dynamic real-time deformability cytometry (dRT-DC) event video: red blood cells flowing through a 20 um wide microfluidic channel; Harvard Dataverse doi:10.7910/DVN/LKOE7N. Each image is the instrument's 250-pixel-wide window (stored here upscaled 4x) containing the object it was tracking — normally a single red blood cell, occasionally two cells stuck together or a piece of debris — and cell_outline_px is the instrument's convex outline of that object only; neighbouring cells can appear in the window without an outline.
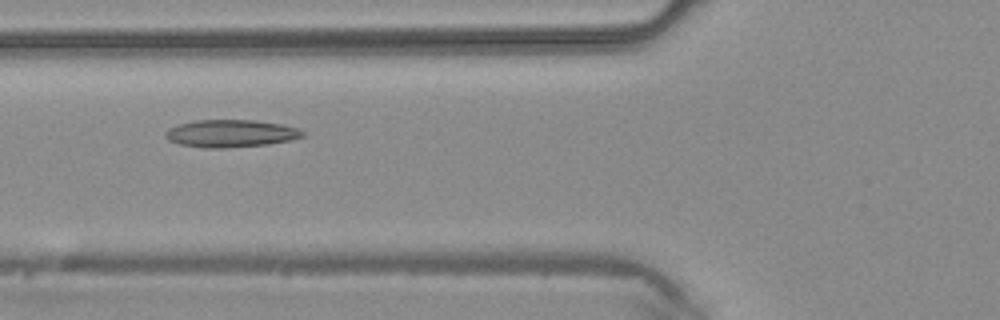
{"species": "common noctule bat (a hibernating species)", "species_latin": "Nyctalus noctula", "temperature_condition": "warm", "stored_images_in_passage": 32, "camera_frame_rate_fps": 3000, "um_per_image_px": 0.085, "animal": {"sex": "male", "body_mass_g": 20.4}, "frame": {"image": 1, "passage_image": 6, "time_ms": 1.667, "image_size_px": [1000, 320], "cell_outline_px": [[304, 136], [292, 140], [268, 144], [224, 148], [204, 148], [180, 144], [168, 140], [164, 136], [164, 132], [168, 128], [176, 124], [196, 120], [256, 120], [284, 124], [296, 128], [304, 132]], "centroid_in_image_um": [19.59, 11.34], "position_along_channel_um": 106.2, "area_um2": 22.2}}
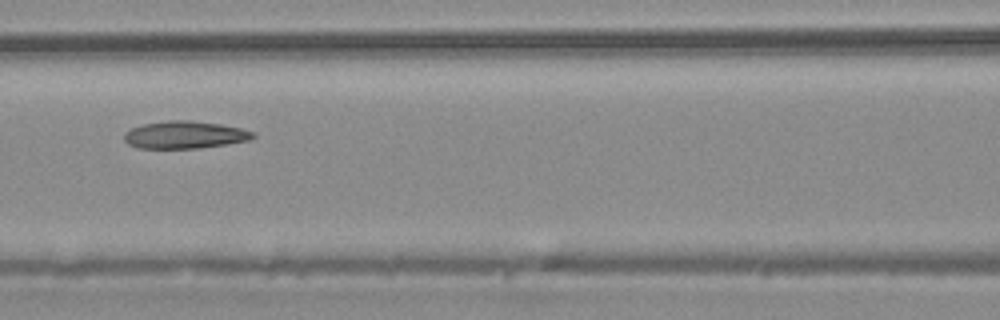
{"frame": {"image": 2, "passage_image": 9, "time_ms": 2.667, "image_size_px": [1000, 320], "cell_outline_px": [[256, 136], [248, 140], [200, 148], [140, 148], [128, 144], [124, 140], [124, 132], [132, 128], [144, 124], [168, 120], [188, 120], [220, 124], [240, 128], [252, 132]], "centroid_in_image_um": [15.67, 11.46], "position_along_channel_um": 150.9, "area_um2": 20.35}}
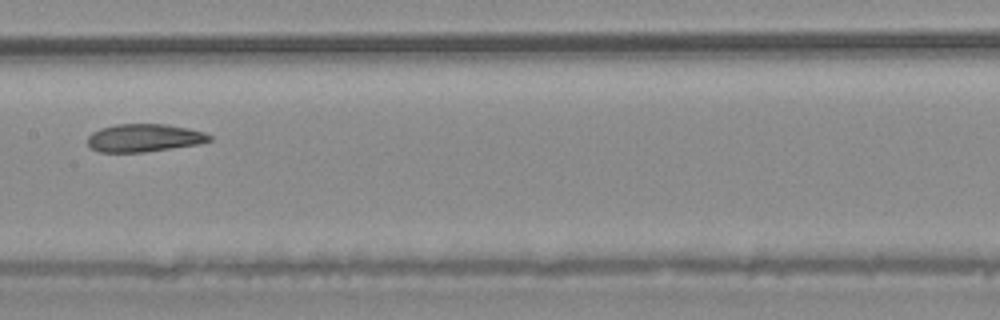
{"frame": {"image": 3, "passage_image": 12, "time_ms": 3.667, "image_size_px": [1000, 320], "cell_outline_px": [[212, 140], [200, 144], [144, 152], [100, 152], [92, 148], [88, 144], [88, 136], [92, 132], [100, 128], [116, 124], [164, 124], [188, 128], [204, 132], [212, 136]], "centroid_in_image_um": [12.27, 11.72], "position_along_channel_um": 195.1, "area_um2": 19.83}}